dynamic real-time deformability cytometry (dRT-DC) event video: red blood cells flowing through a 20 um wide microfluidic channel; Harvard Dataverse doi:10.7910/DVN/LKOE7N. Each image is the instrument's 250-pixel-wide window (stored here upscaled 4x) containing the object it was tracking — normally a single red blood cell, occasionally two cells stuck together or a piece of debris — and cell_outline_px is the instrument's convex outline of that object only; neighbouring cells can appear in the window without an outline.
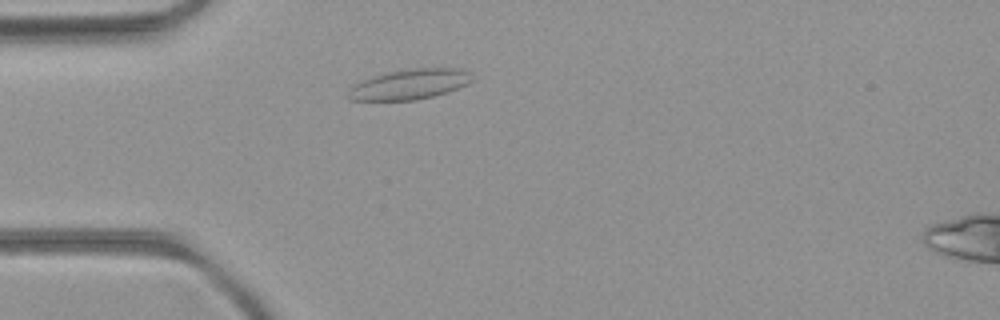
{"species": "common noctule bat (a hibernating species)", "species_latin": "Nyctalus noctula", "temperature_condition": "room temperature", "stored_images_in_passage": 45, "camera_frame_rate_fps": 3000, "um_per_image_px": 0.085, "animal": {"sex": "female", "body_mass_g": 21.9}, "frame": {"image": 1, "passage_image": 8, "time_ms": 2.333, "image_size_px": [1000, 320], "cell_outline_px": [[476, 80], [468, 84], [448, 92], [416, 100], [348, 100], [348, 96], [352, 88], [356, 84], [372, 76], [384, 72], [408, 68], [464, 68]], "centroid_in_image_um": [34.89, 7.15], "position_along_channel_um": 50.1, "area_um2": 21.91}}
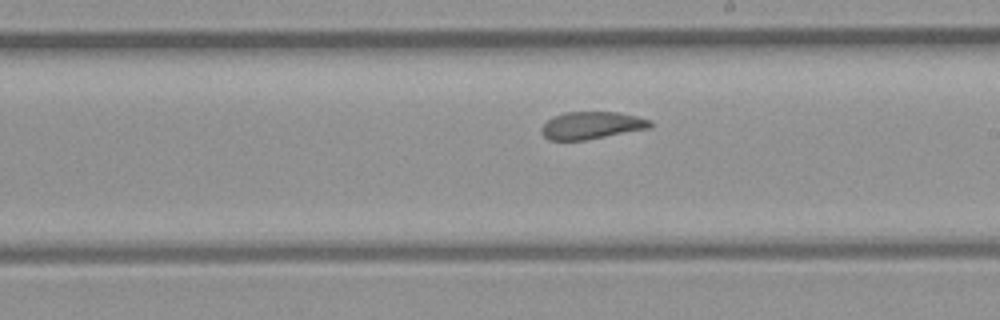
{"frame": {"image": 2, "passage_image": 23, "time_ms": 7.333, "image_size_px": [1000, 320], "cell_outline_px": [[652, 128], [584, 140], [548, 140], [540, 132], [540, 128], [552, 116], [564, 112], [620, 112], [652, 120]], "centroid_in_image_um": [50.29, 10.65], "position_along_channel_um": 238.7, "area_um2": 17.51}}
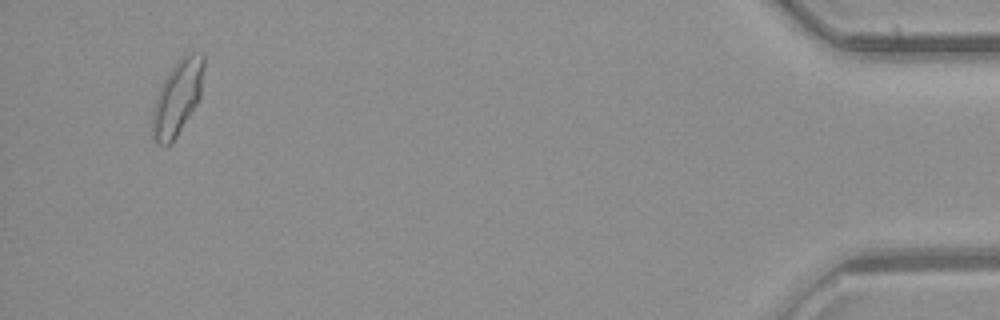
{"frame": {"image": 3, "passage_image": 43, "time_ms": 14.0, "image_size_px": [1000, 320], "cell_outline_px": [[204, 68], [200, 96], [196, 104], [176, 136], [164, 148], [156, 144], [152, 136], [152, 112], [156, 96], [168, 72], [176, 60], [180, 56], [188, 52], [204, 52]], "centroid_in_image_um": [15.07, 8.25], "position_along_channel_um": 420.1, "area_um2": 22.48}, "authors_computed_cell_mechanics": {"area_um2": 19.074, "velocity_mm_per_s": 3.9951, "shape_relaxation_time_tau1_ms": null, "shape_relaxation_time_tau2_ms": 1.6982, "deformation_change_tau1": null, "deformation_change_tau2": 0.0723}}